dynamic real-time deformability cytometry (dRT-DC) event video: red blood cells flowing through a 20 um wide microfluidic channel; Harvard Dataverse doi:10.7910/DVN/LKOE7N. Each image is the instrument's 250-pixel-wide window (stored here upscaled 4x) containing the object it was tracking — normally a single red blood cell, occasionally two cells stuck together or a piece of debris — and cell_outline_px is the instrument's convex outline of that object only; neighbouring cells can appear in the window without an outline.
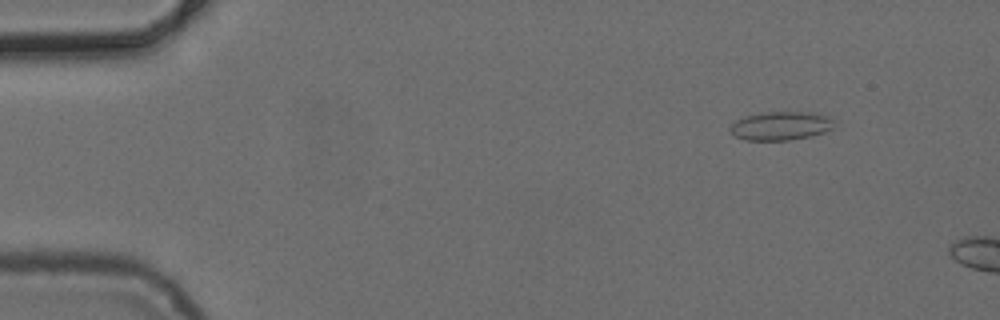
{"species": "common noctule bat (a hibernating species)", "species_latin": "Nyctalus noctula", "temperature_condition": "cold", "stored_images_in_passage": 3, "camera_frame_rate_fps": 3000, "um_per_image_px": 0.085, "animal": {"sex": "female", "body_mass_g": 24.6, "forearm_length_mm": 56.2}, "frame": {"image": 1, "passage_image": 2, "time_ms": 1.333, "image_size_px": [1000, 320], "cell_outline_px": [[832, 128], [824, 132], [808, 136], [788, 140], [744, 140], [736, 136], [728, 128], [736, 120], [744, 116], [764, 112], [812, 112], [832, 116]], "centroid_in_image_um": [66.35, 10.68], "position_along_channel_um": 18.6, "area_um2": 17.28}}